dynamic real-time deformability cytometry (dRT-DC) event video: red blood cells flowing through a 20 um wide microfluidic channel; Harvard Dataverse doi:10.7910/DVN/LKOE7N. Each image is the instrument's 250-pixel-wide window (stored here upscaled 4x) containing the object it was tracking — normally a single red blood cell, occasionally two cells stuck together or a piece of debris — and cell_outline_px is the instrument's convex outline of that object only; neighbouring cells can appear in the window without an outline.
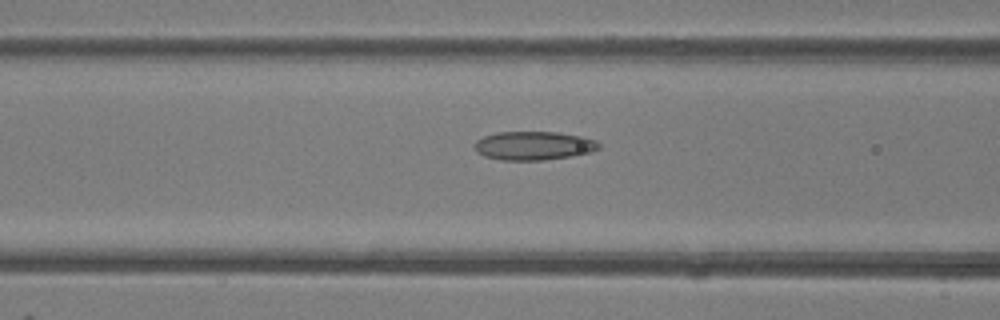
{"species": "common noctule bat (a hibernating species)", "species_latin": "Nyctalus noctula", "temperature_condition": "room temperature", "stored_images_in_passage": 50, "camera_frame_rate_fps": 3000, "um_per_image_px": 0.085, "animal": {"sex": "female"}, "frame": {"image": 1, "passage_image": 20, "time_ms": 6.333, "image_size_px": [1000, 320], "cell_outline_px": [[600, 148], [592, 152], [572, 156], [544, 160], [500, 160], [484, 156], [476, 152], [472, 144], [476, 140], [484, 136], [496, 132], [556, 132], [584, 136], [596, 140], [600, 144]], "centroid_in_image_um": [45.36, 12.38], "position_along_channel_um": 121.2, "area_um2": 21.1}}
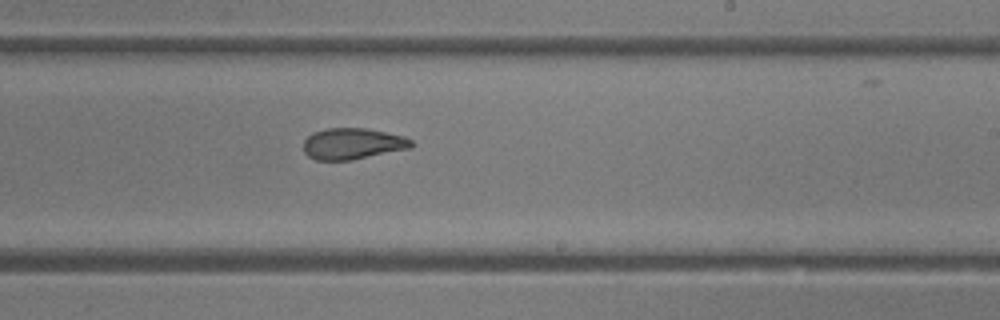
{"frame": {"image": 2, "passage_image": 30, "time_ms": 9.667, "image_size_px": [1000, 320], "cell_outline_px": [[416, 144], [412, 148], [352, 160], [316, 160], [308, 156], [304, 152], [304, 140], [312, 132], [328, 128], [364, 128], [404, 136], [412, 140]], "centroid_in_image_um": [29.99, 12.22], "position_along_channel_um": 259.0, "area_um2": 19.77}}
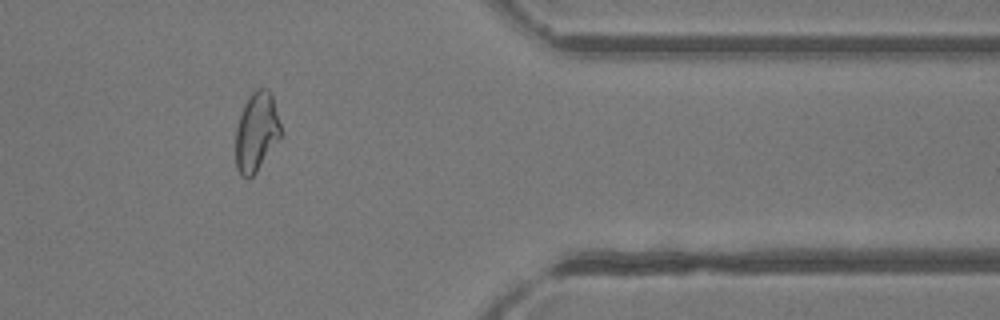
{"frame": {"image": 3, "passage_image": 41, "time_ms": 13.333, "image_size_px": [1000, 320], "cell_outline_px": [[280, 136], [256, 172], [248, 180], [240, 176], [236, 168], [236, 128], [244, 104], [248, 96], [256, 88], [268, 88], [272, 96], [280, 124]], "centroid_in_image_um": [21.77, 11.21], "position_along_channel_um": 389.6, "area_um2": 20.58}, "authors_computed_cell_mechanics": {"area_um2": 21.9062, "velocity_mm_per_s": 4.1312, "shape_relaxation_time_tau1_ms": 7.964, "shape_relaxation_time_tau2_ms": 1.8896, "deformation_change_tau1": 0.1792, "deformation_change_tau2": 0.0833}}